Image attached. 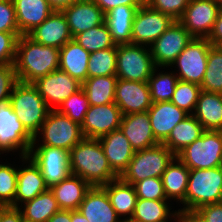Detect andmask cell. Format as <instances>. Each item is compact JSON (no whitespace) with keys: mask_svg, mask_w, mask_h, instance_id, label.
<instances>
[{"mask_svg":"<svg viewBox=\"0 0 222 222\" xmlns=\"http://www.w3.org/2000/svg\"><path fill=\"white\" fill-rule=\"evenodd\" d=\"M83 138L81 125L58 110L50 109L40 130L33 136L32 145H45L70 151Z\"/></svg>","mask_w":222,"mask_h":222,"instance_id":"5b68a950","label":"cell"},{"mask_svg":"<svg viewBox=\"0 0 222 222\" xmlns=\"http://www.w3.org/2000/svg\"><path fill=\"white\" fill-rule=\"evenodd\" d=\"M147 112L155 139L160 144L168 138L172 129L189 115L171 101L152 103Z\"/></svg>","mask_w":222,"mask_h":222,"instance_id":"44dd1931","label":"cell"},{"mask_svg":"<svg viewBox=\"0 0 222 222\" xmlns=\"http://www.w3.org/2000/svg\"><path fill=\"white\" fill-rule=\"evenodd\" d=\"M59 65L60 50L58 48L35 42L28 35H21L18 38L14 62L18 81L33 83L58 70Z\"/></svg>","mask_w":222,"mask_h":222,"instance_id":"6da1fadb","label":"cell"},{"mask_svg":"<svg viewBox=\"0 0 222 222\" xmlns=\"http://www.w3.org/2000/svg\"><path fill=\"white\" fill-rule=\"evenodd\" d=\"M117 80L116 75L87 78L82 83V89L87 96L89 105L114 103Z\"/></svg>","mask_w":222,"mask_h":222,"instance_id":"e575fe53","label":"cell"},{"mask_svg":"<svg viewBox=\"0 0 222 222\" xmlns=\"http://www.w3.org/2000/svg\"><path fill=\"white\" fill-rule=\"evenodd\" d=\"M71 221L72 222H89L83 215L77 210H71Z\"/></svg>","mask_w":222,"mask_h":222,"instance_id":"9f6ffc18","label":"cell"},{"mask_svg":"<svg viewBox=\"0 0 222 222\" xmlns=\"http://www.w3.org/2000/svg\"><path fill=\"white\" fill-rule=\"evenodd\" d=\"M204 131L200 122L193 115H188L172 129L162 144L177 155L186 146L200 138Z\"/></svg>","mask_w":222,"mask_h":222,"instance_id":"1f68e13d","label":"cell"},{"mask_svg":"<svg viewBox=\"0 0 222 222\" xmlns=\"http://www.w3.org/2000/svg\"><path fill=\"white\" fill-rule=\"evenodd\" d=\"M156 65L150 48L144 45H117L116 76L127 81L148 82Z\"/></svg>","mask_w":222,"mask_h":222,"instance_id":"9c48e42d","label":"cell"},{"mask_svg":"<svg viewBox=\"0 0 222 222\" xmlns=\"http://www.w3.org/2000/svg\"><path fill=\"white\" fill-rule=\"evenodd\" d=\"M32 143L33 136L13 111L10 98L0 101V152L11 157L28 156Z\"/></svg>","mask_w":222,"mask_h":222,"instance_id":"52a82bcc","label":"cell"},{"mask_svg":"<svg viewBox=\"0 0 222 222\" xmlns=\"http://www.w3.org/2000/svg\"><path fill=\"white\" fill-rule=\"evenodd\" d=\"M175 20L143 3L133 20L131 44L150 46Z\"/></svg>","mask_w":222,"mask_h":222,"instance_id":"4fadbf2b","label":"cell"},{"mask_svg":"<svg viewBox=\"0 0 222 222\" xmlns=\"http://www.w3.org/2000/svg\"><path fill=\"white\" fill-rule=\"evenodd\" d=\"M178 222V219H177V211L176 213L168 220V221H165V222Z\"/></svg>","mask_w":222,"mask_h":222,"instance_id":"6f0895ef","label":"cell"},{"mask_svg":"<svg viewBox=\"0 0 222 222\" xmlns=\"http://www.w3.org/2000/svg\"><path fill=\"white\" fill-rule=\"evenodd\" d=\"M190 0H144V3L161 13L167 14L174 20H179Z\"/></svg>","mask_w":222,"mask_h":222,"instance_id":"ee69618b","label":"cell"},{"mask_svg":"<svg viewBox=\"0 0 222 222\" xmlns=\"http://www.w3.org/2000/svg\"><path fill=\"white\" fill-rule=\"evenodd\" d=\"M178 80L170 67H156L148 79L152 103L170 101Z\"/></svg>","mask_w":222,"mask_h":222,"instance_id":"d590c367","label":"cell"},{"mask_svg":"<svg viewBox=\"0 0 222 222\" xmlns=\"http://www.w3.org/2000/svg\"><path fill=\"white\" fill-rule=\"evenodd\" d=\"M18 159L17 188L14 200L16 208L49 189L39 167L29 156H20Z\"/></svg>","mask_w":222,"mask_h":222,"instance_id":"e0dca14e","label":"cell"},{"mask_svg":"<svg viewBox=\"0 0 222 222\" xmlns=\"http://www.w3.org/2000/svg\"><path fill=\"white\" fill-rule=\"evenodd\" d=\"M73 39L89 53L117 47L105 22L97 27L75 35Z\"/></svg>","mask_w":222,"mask_h":222,"instance_id":"74e56055","label":"cell"},{"mask_svg":"<svg viewBox=\"0 0 222 222\" xmlns=\"http://www.w3.org/2000/svg\"><path fill=\"white\" fill-rule=\"evenodd\" d=\"M70 173L92 187L103 186L119 176L111 169L98 139L83 138L70 151Z\"/></svg>","mask_w":222,"mask_h":222,"instance_id":"7a4b0ae2","label":"cell"},{"mask_svg":"<svg viewBox=\"0 0 222 222\" xmlns=\"http://www.w3.org/2000/svg\"><path fill=\"white\" fill-rule=\"evenodd\" d=\"M54 10L61 11L77 0H47Z\"/></svg>","mask_w":222,"mask_h":222,"instance_id":"11a10c76","label":"cell"},{"mask_svg":"<svg viewBox=\"0 0 222 222\" xmlns=\"http://www.w3.org/2000/svg\"><path fill=\"white\" fill-rule=\"evenodd\" d=\"M211 46L207 38H193L176 57L170 69L174 71L179 80L201 86Z\"/></svg>","mask_w":222,"mask_h":222,"instance_id":"30bf717a","label":"cell"},{"mask_svg":"<svg viewBox=\"0 0 222 222\" xmlns=\"http://www.w3.org/2000/svg\"><path fill=\"white\" fill-rule=\"evenodd\" d=\"M117 47L92 52L88 59V78L116 75Z\"/></svg>","mask_w":222,"mask_h":222,"instance_id":"f35d334b","label":"cell"},{"mask_svg":"<svg viewBox=\"0 0 222 222\" xmlns=\"http://www.w3.org/2000/svg\"><path fill=\"white\" fill-rule=\"evenodd\" d=\"M192 115L205 130L222 131V94L201 90Z\"/></svg>","mask_w":222,"mask_h":222,"instance_id":"f1b7e54d","label":"cell"},{"mask_svg":"<svg viewBox=\"0 0 222 222\" xmlns=\"http://www.w3.org/2000/svg\"><path fill=\"white\" fill-rule=\"evenodd\" d=\"M72 37L104 23L105 14L92 0H77L61 10Z\"/></svg>","mask_w":222,"mask_h":222,"instance_id":"d6986e66","label":"cell"},{"mask_svg":"<svg viewBox=\"0 0 222 222\" xmlns=\"http://www.w3.org/2000/svg\"><path fill=\"white\" fill-rule=\"evenodd\" d=\"M190 170L177 157L167 166L162 182L167 200L180 205L185 200Z\"/></svg>","mask_w":222,"mask_h":222,"instance_id":"f546056e","label":"cell"},{"mask_svg":"<svg viewBox=\"0 0 222 222\" xmlns=\"http://www.w3.org/2000/svg\"><path fill=\"white\" fill-rule=\"evenodd\" d=\"M137 199L167 200L162 178H147L134 185Z\"/></svg>","mask_w":222,"mask_h":222,"instance_id":"7bdbcfd3","label":"cell"},{"mask_svg":"<svg viewBox=\"0 0 222 222\" xmlns=\"http://www.w3.org/2000/svg\"><path fill=\"white\" fill-rule=\"evenodd\" d=\"M207 39L212 46L222 45V8H219L217 19Z\"/></svg>","mask_w":222,"mask_h":222,"instance_id":"816d5d0a","label":"cell"},{"mask_svg":"<svg viewBox=\"0 0 222 222\" xmlns=\"http://www.w3.org/2000/svg\"><path fill=\"white\" fill-rule=\"evenodd\" d=\"M194 37L175 20L150 46L156 67H170Z\"/></svg>","mask_w":222,"mask_h":222,"instance_id":"7c38bea8","label":"cell"},{"mask_svg":"<svg viewBox=\"0 0 222 222\" xmlns=\"http://www.w3.org/2000/svg\"><path fill=\"white\" fill-rule=\"evenodd\" d=\"M140 6L120 5L105 14V24L116 45L131 44L133 20Z\"/></svg>","mask_w":222,"mask_h":222,"instance_id":"83f0119b","label":"cell"},{"mask_svg":"<svg viewBox=\"0 0 222 222\" xmlns=\"http://www.w3.org/2000/svg\"><path fill=\"white\" fill-rule=\"evenodd\" d=\"M92 186L79 176L70 174L60 183L49 189L58 202L61 210H78L79 205L85 198Z\"/></svg>","mask_w":222,"mask_h":222,"instance_id":"4316f807","label":"cell"},{"mask_svg":"<svg viewBox=\"0 0 222 222\" xmlns=\"http://www.w3.org/2000/svg\"><path fill=\"white\" fill-rule=\"evenodd\" d=\"M10 100L18 119L34 136L46 120L50 108L32 83L18 81L12 90Z\"/></svg>","mask_w":222,"mask_h":222,"instance_id":"277c9868","label":"cell"},{"mask_svg":"<svg viewBox=\"0 0 222 222\" xmlns=\"http://www.w3.org/2000/svg\"><path fill=\"white\" fill-rule=\"evenodd\" d=\"M123 114L115 103L90 105L81 125L84 138L99 139L118 130Z\"/></svg>","mask_w":222,"mask_h":222,"instance_id":"2e32d148","label":"cell"},{"mask_svg":"<svg viewBox=\"0 0 222 222\" xmlns=\"http://www.w3.org/2000/svg\"><path fill=\"white\" fill-rule=\"evenodd\" d=\"M175 157L176 155L164 144L135 151L120 178L132 185L147 178H161Z\"/></svg>","mask_w":222,"mask_h":222,"instance_id":"8992f818","label":"cell"},{"mask_svg":"<svg viewBox=\"0 0 222 222\" xmlns=\"http://www.w3.org/2000/svg\"><path fill=\"white\" fill-rule=\"evenodd\" d=\"M217 202H222V168L190 170L185 200L178 209L197 210Z\"/></svg>","mask_w":222,"mask_h":222,"instance_id":"3957f363","label":"cell"},{"mask_svg":"<svg viewBox=\"0 0 222 222\" xmlns=\"http://www.w3.org/2000/svg\"><path fill=\"white\" fill-rule=\"evenodd\" d=\"M3 154L0 152V161H3L4 159H2L3 157L5 158L6 156H2ZM2 157V158H1Z\"/></svg>","mask_w":222,"mask_h":222,"instance_id":"91938a15","label":"cell"},{"mask_svg":"<svg viewBox=\"0 0 222 222\" xmlns=\"http://www.w3.org/2000/svg\"><path fill=\"white\" fill-rule=\"evenodd\" d=\"M0 222H25L19 208L0 206Z\"/></svg>","mask_w":222,"mask_h":222,"instance_id":"f907efd6","label":"cell"},{"mask_svg":"<svg viewBox=\"0 0 222 222\" xmlns=\"http://www.w3.org/2000/svg\"><path fill=\"white\" fill-rule=\"evenodd\" d=\"M60 50L59 69L83 83L88 78V59L90 53L74 39L67 42Z\"/></svg>","mask_w":222,"mask_h":222,"instance_id":"4dcf8cb0","label":"cell"},{"mask_svg":"<svg viewBox=\"0 0 222 222\" xmlns=\"http://www.w3.org/2000/svg\"><path fill=\"white\" fill-rule=\"evenodd\" d=\"M178 222H205L196 210L177 209Z\"/></svg>","mask_w":222,"mask_h":222,"instance_id":"f5cc1de1","label":"cell"},{"mask_svg":"<svg viewBox=\"0 0 222 222\" xmlns=\"http://www.w3.org/2000/svg\"><path fill=\"white\" fill-rule=\"evenodd\" d=\"M17 82L14 64L0 65V101L10 98Z\"/></svg>","mask_w":222,"mask_h":222,"instance_id":"7dc6e473","label":"cell"},{"mask_svg":"<svg viewBox=\"0 0 222 222\" xmlns=\"http://www.w3.org/2000/svg\"><path fill=\"white\" fill-rule=\"evenodd\" d=\"M47 222H72L71 210H60L56 212Z\"/></svg>","mask_w":222,"mask_h":222,"instance_id":"db71d44e","label":"cell"},{"mask_svg":"<svg viewBox=\"0 0 222 222\" xmlns=\"http://www.w3.org/2000/svg\"><path fill=\"white\" fill-rule=\"evenodd\" d=\"M114 103L120 108L123 115L147 112L152 105L148 82L118 78Z\"/></svg>","mask_w":222,"mask_h":222,"instance_id":"ac0fdd59","label":"cell"},{"mask_svg":"<svg viewBox=\"0 0 222 222\" xmlns=\"http://www.w3.org/2000/svg\"><path fill=\"white\" fill-rule=\"evenodd\" d=\"M111 169L120 177L127 169L135 150L120 129L98 139Z\"/></svg>","mask_w":222,"mask_h":222,"instance_id":"603a6c76","label":"cell"},{"mask_svg":"<svg viewBox=\"0 0 222 222\" xmlns=\"http://www.w3.org/2000/svg\"><path fill=\"white\" fill-rule=\"evenodd\" d=\"M15 158V162L6 158V162L0 161V206L14 207L18 173V164H15L18 157Z\"/></svg>","mask_w":222,"mask_h":222,"instance_id":"ab89813d","label":"cell"},{"mask_svg":"<svg viewBox=\"0 0 222 222\" xmlns=\"http://www.w3.org/2000/svg\"><path fill=\"white\" fill-rule=\"evenodd\" d=\"M201 87L198 84L178 80L172 99L178 108L192 115L198 100Z\"/></svg>","mask_w":222,"mask_h":222,"instance_id":"60d3db41","label":"cell"},{"mask_svg":"<svg viewBox=\"0 0 222 222\" xmlns=\"http://www.w3.org/2000/svg\"><path fill=\"white\" fill-rule=\"evenodd\" d=\"M176 157L189 169H211L222 163V131L205 130Z\"/></svg>","mask_w":222,"mask_h":222,"instance_id":"ba28073f","label":"cell"},{"mask_svg":"<svg viewBox=\"0 0 222 222\" xmlns=\"http://www.w3.org/2000/svg\"><path fill=\"white\" fill-rule=\"evenodd\" d=\"M50 109H57L70 95L82 88V83L58 69L32 83Z\"/></svg>","mask_w":222,"mask_h":222,"instance_id":"5bb4252c","label":"cell"},{"mask_svg":"<svg viewBox=\"0 0 222 222\" xmlns=\"http://www.w3.org/2000/svg\"><path fill=\"white\" fill-rule=\"evenodd\" d=\"M101 187L106 191L117 216L122 222H129L137 201L134 186L118 177Z\"/></svg>","mask_w":222,"mask_h":222,"instance_id":"484cf974","label":"cell"},{"mask_svg":"<svg viewBox=\"0 0 222 222\" xmlns=\"http://www.w3.org/2000/svg\"><path fill=\"white\" fill-rule=\"evenodd\" d=\"M89 106L87 96L84 90L81 88L63 101L56 110L62 114H65L73 122L82 125Z\"/></svg>","mask_w":222,"mask_h":222,"instance_id":"b9f144b4","label":"cell"},{"mask_svg":"<svg viewBox=\"0 0 222 222\" xmlns=\"http://www.w3.org/2000/svg\"><path fill=\"white\" fill-rule=\"evenodd\" d=\"M174 209L175 206L169 200L137 199L129 222H165L176 213L177 206Z\"/></svg>","mask_w":222,"mask_h":222,"instance_id":"836d02e7","label":"cell"},{"mask_svg":"<svg viewBox=\"0 0 222 222\" xmlns=\"http://www.w3.org/2000/svg\"><path fill=\"white\" fill-rule=\"evenodd\" d=\"M0 31L19 32L12 0H0Z\"/></svg>","mask_w":222,"mask_h":222,"instance_id":"bcb514c9","label":"cell"},{"mask_svg":"<svg viewBox=\"0 0 222 222\" xmlns=\"http://www.w3.org/2000/svg\"><path fill=\"white\" fill-rule=\"evenodd\" d=\"M201 90L222 94V48L211 46L207 58V68Z\"/></svg>","mask_w":222,"mask_h":222,"instance_id":"8d00e7d4","label":"cell"},{"mask_svg":"<svg viewBox=\"0 0 222 222\" xmlns=\"http://www.w3.org/2000/svg\"><path fill=\"white\" fill-rule=\"evenodd\" d=\"M106 14L108 11L120 5L141 6L144 0H92Z\"/></svg>","mask_w":222,"mask_h":222,"instance_id":"681fc988","label":"cell"},{"mask_svg":"<svg viewBox=\"0 0 222 222\" xmlns=\"http://www.w3.org/2000/svg\"><path fill=\"white\" fill-rule=\"evenodd\" d=\"M28 36L42 45L61 49L73 37L70 34L68 22L62 11L53 13L39 26L33 29Z\"/></svg>","mask_w":222,"mask_h":222,"instance_id":"ffe728a7","label":"cell"},{"mask_svg":"<svg viewBox=\"0 0 222 222\" xmlns=\"http://www.w3.org/2000/svg\"><path fill=\"white\" fill-rule=\"evenodd\" d=\"M20 32L0 31V65L14 64L16 58V44Z\"/></svg>","mask_w":222,"mask_h":222,"instance_id":"f6af8a7d","label":"cell"},{"mask_svg":"<svg viewBox=\"0 0 222 222\" xmlns=\"http://www.w3.org/2000/svg\"><path fill=\"white\" fill-rule=\"evenodd\" d=\"M196 211L205 222H222V202L203 205Z\"/></svg>","mask_w":222,"mask_h":222,"instance_id":"c3c4849f","label":"cell"},{"mask_svg":"<svg viewBox=\"0 0 222 222\" xmlns=\"http://www.w3.org/2000/svg\"><path fill=\"white\" fill-rule=\"evenodd\" d=\"M19 209L25 222H47L61 210L50 189L22 204Z\"/></svg>","mask_w":222,"mask_h":222,"instance_id":"d6a6232c","label":"cell"},{"mask_svg":"<svg viewBox=\"0 0 222 222\" xmlns=\"http://www.w3.org/2000/svg\"><path fill=\"white\" fill-rule=\"evenodd\" d=\"M219 12L215 0H190L178 20L194 38H207Z\"/></svg>","mask_w":222,"mask_h":222,"instance_id":"9a60e30c","label":"cell"},{"mask_svg":"<svg viewBox=\"0 0 222 222\" xmlns=\"http://www.w3.org/2000/svg\"><path fill=\"white\" fill-rule=\"evenodd\" d=\"M28 156L39 167L48 188L71 174L69 151L65 149L32 145Z\"/></svg>","mask_w":222,"mask_h":222,"instance_id":"8fae6325","label":"cell"},{"mask_svg":"<svg viewBox=\"0 0 222 222\" xmlns=\"http://www.w3.org/2000/svg\"><path fill=\"white\" fill-rule=\"evenodd\" d=\"M21 35H28L54 11L47 0H12Z\"/></svg>","mask_w":222,"mask_h":222,"instance_id":"d4e9b609","label":"cell"},{"mask_svg":"<svg viewBox=\"0 0 222 222\" xmlns=\"http://www.w3.org/2000/svg\"><path fill=\"white\" fill-rule=\"evenodd\" d=\"M219 8H222V0H215Z\"/></svg>","mask_w":222,"mask_h":222,"instance_id":"680465c9","label":"cell"},{"mask_svg":"<svg viewBox=\"0 0 222 222\" xmlns=\"http://www.w3.org/2000/svg\"><path fill=\"white\" fill-rule=\"evenodd\" d=\"M77 211L89 222H122L101 186L90 188Z\"/></svg>","mask_w":222,"mask_h":222,"instance_id":"cb8c5ba5","label":"cell"},{"mask_svg":"<svg viewBox=\"0 0 222 222\" xmlns=\"http://www.w3.org/2000/svg\"><path fill=\"white\" fill-rule=\"evenodd\" d=\"M119 129L135 151L160 144L153 134L148 112L123 115Z\"/></svg>","mask_w":222,"mask_h":222,"instance_id":"7402d4cb","label":"cell"}]
</instances>
